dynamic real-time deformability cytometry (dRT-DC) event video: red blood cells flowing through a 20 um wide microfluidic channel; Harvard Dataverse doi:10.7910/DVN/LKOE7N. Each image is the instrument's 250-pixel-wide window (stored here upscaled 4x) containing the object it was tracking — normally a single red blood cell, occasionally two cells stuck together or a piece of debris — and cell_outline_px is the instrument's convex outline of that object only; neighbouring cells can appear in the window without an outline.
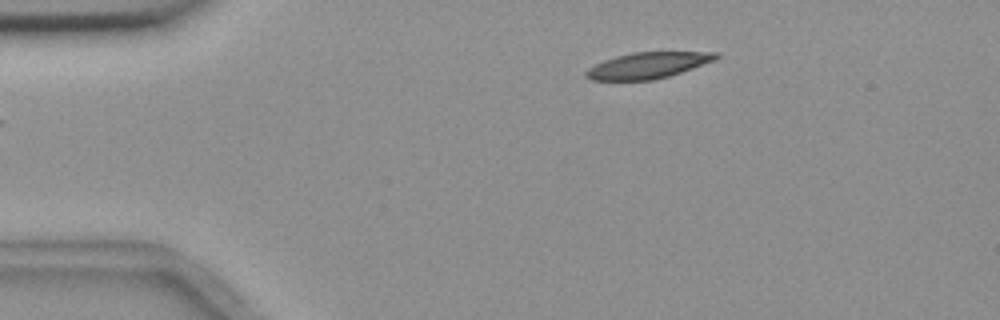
{"species": "common noctule bat (a hibernating species)", "species_latin": "Nyctalus noctula", "temperature_condition": "room temperature", "stored_images_in_passage": 3, "camera_frame_rate_fps": 3000, "um_per_image_px": 0.085, "animal": {"sex": "female", "body_mass_g": 18.4}, "frame": {"image": 1, "passage_image": 3, "time_ms": 2.333, "image_size_px": [1000, 320], "cell_outline_px": [[720, 56], [716, 60], [668, 76], [652, 80], [592, 80], [584, 76], [584, 72], [588, 68], [604, 60], [616, 56], [632, 52], [720, 52]], "centroid_in_image_um": [55.06, 5.55], "position_along_channel_um": 29.9, "area_um2": 19.71}}